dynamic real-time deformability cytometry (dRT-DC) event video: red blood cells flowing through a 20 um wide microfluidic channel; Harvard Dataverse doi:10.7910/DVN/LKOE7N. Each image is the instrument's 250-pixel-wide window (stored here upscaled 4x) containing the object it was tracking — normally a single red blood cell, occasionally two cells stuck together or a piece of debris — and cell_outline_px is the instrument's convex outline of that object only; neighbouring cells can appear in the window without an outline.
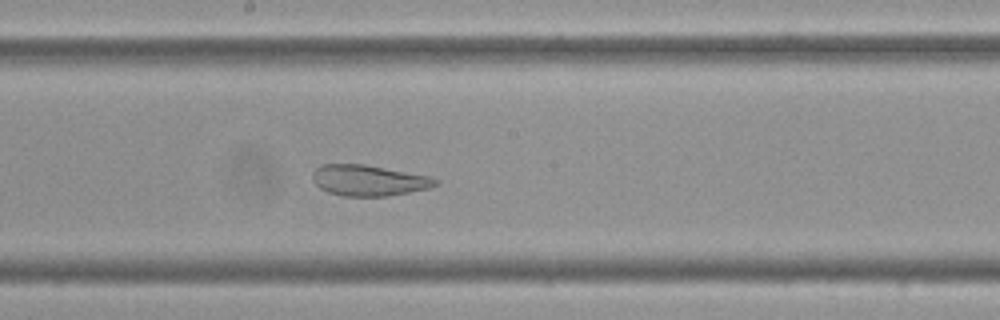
{"species": "Egyptian fruit bat (a non-hibernating species)", "species_latin": "Rousettus aegyptiacus", "temperature_condition": "cold", "stored_images_in_passage": 55, "camera_frame_rate_fps": 3000, "um_per_image_px": 0.085, "frame": {"image": 1, "passage_image": 28, "time_ms": 9.0, "image_size_px": [1000, 320], "cell_outline_px": [[440, 184], [428, 188], [388, 196], [344, 196], [328, 192], [320, 188], [312, 180], [312, 172], [320, 164], [364, 164], [428, 176], [440, 180]], "centroid_in_image_um": [31.32, 15.33], "position_along_channel_um": 216.9, "area_um2": 22.08}}
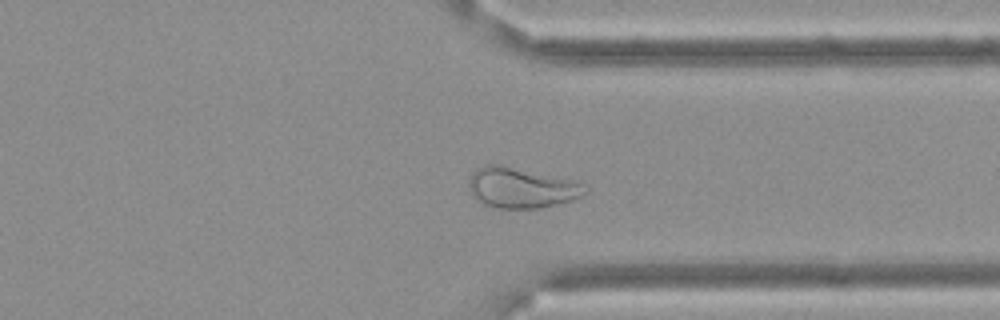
{"frame": {"image": 2, "passage_image": 41, "time_ms": 13.333, "image_size_px": [1000, 320], "cell_outline_px": [[588, 192], [572, 200], [540, 208], [496, 208], [484, 204], [472, 196], [468, 184], [472, 172], [488, 164], [500, 164], [572, 180], [588, 188]], "centroid_in_image_um": [44.29, 15.97], "position_along_channel_um": 367.1, "area_um2": 27.11}}
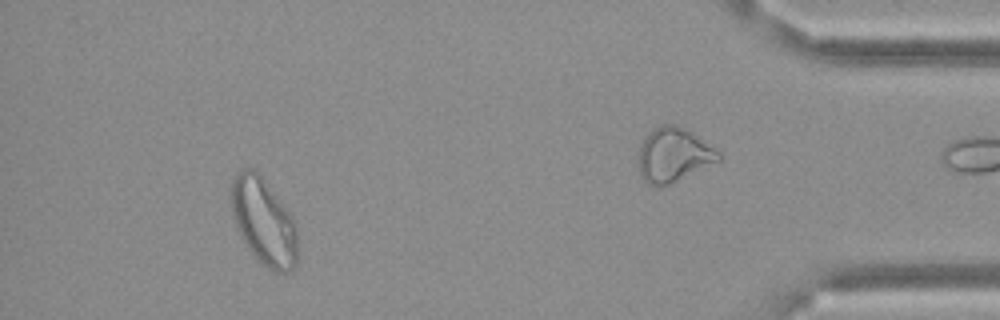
{"frame": {"image": 3, "passage_image": 50, "time_ms": 16.333, "image_size_px": [1000, 320], "cell_outline_px": [[296, 264], [292, 272], [276, 272], [260, 264], [256, 260], [244, 244], [240, 236], [232, 212], [232, 176], [240, 168], [252, 168], [260, 176], [292, 216], [296, 224]], "centroid_in_image_um": [22.4, 18.88], "position_along_channel_um": 412.8, "area_um2": 33.35}}